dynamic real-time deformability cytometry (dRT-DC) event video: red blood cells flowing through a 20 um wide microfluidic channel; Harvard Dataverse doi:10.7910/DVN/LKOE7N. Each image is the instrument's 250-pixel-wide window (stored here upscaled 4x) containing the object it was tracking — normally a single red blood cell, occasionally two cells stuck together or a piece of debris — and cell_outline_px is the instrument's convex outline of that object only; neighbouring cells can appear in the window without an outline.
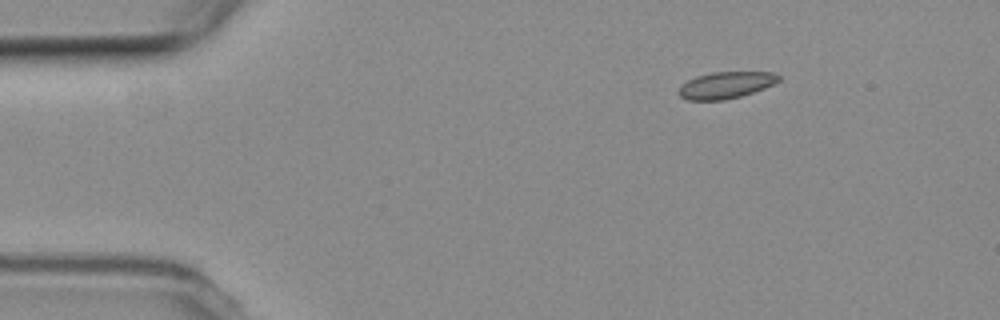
{"species": "common noctule bat (a hibernating species)", "species_latin": "Nyctalus noctula", "temperature_condition": "room temperature", "stored_images_in_passage": 48, "camera_frame_rate_fps": 3000, "um_per_image_px": 0.085, "animal": {"sex": "female", "body_mass_g": 19.3, "forearm_length_mm": 54.1}, "frame": {"image": 1, "passage_image": 1, "time_ms": 0.0, "image_size_px": [1000, 320], "cell_outline_px": [[780, 80], [764, 88], [740, 96], [724, 100], [688, 100], [680, 96], [680, 84], [696, 76], [712, 72], [772, 72], [780, 76]], "centroid_in_image_um": [61.68, 7.23], "position_along_channel_um": 23.3, "area_um2": 15.37}}
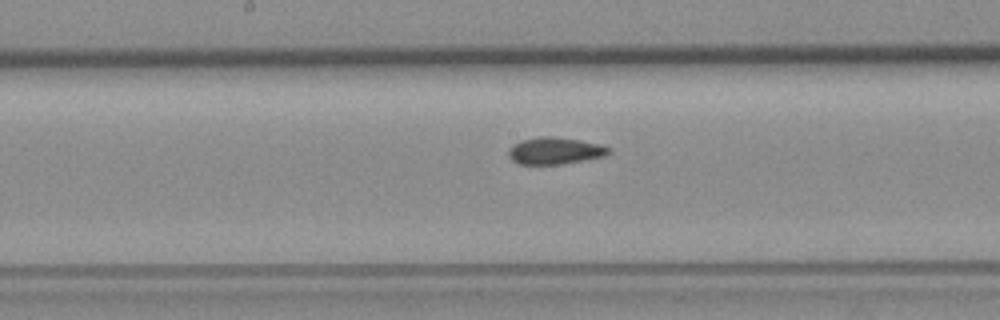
{"frame": {"image": 2, "passage_image": 21, "time_ms": 6.667, "image_size_px": [1000, 320], "cell_outline_px": [[612, 152], [604, 156], [560, 164], [516, 164], [508, 156], [508, 148], [512, 144], [520, 140], [540, 136], [552, 136], [600, 144], [612, 148]], "centroid_in_image_um": [47.13, 12.81], "position_along_channel_um": 201.1, "area_um2": 15.78}}
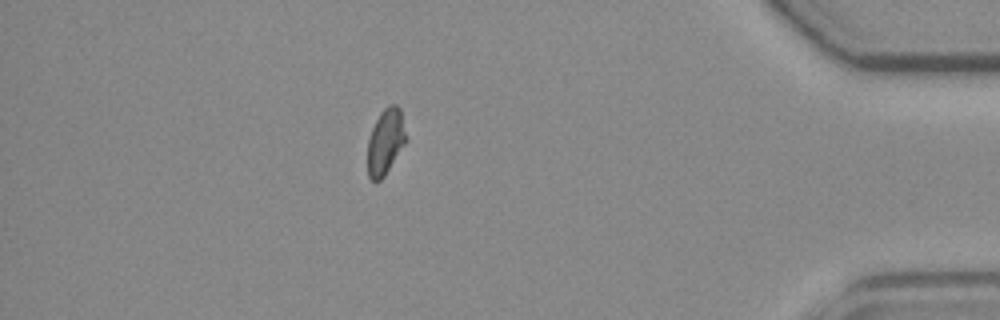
{"frame": {"image": 3, "passage_image": 41, "time_ms": 13.333, "image_size_px": [1000, 320], "cell_outline_px": [[408, 140], [384, 176], [376, 184], [368, 176], [368, 140], [372, 128], [380, 112], [388, 104], [396, 104], [400, 108]], "centroid_in_image_um": [32.78, 12.03], "position_along_channel_um": 402.4, "area_um2": 14.91}, "authors_computed_cell_mechanics": {"area_um2": 15.5771, "velocity_mm_per_s": 3.7383, "shape_relaxation_time_tau1_ms": null, "shape_relaxation_time_tau2_ms": 1.5765, "deformation_change_tau1": null, "deformation_change_tau2": 0.0546}}